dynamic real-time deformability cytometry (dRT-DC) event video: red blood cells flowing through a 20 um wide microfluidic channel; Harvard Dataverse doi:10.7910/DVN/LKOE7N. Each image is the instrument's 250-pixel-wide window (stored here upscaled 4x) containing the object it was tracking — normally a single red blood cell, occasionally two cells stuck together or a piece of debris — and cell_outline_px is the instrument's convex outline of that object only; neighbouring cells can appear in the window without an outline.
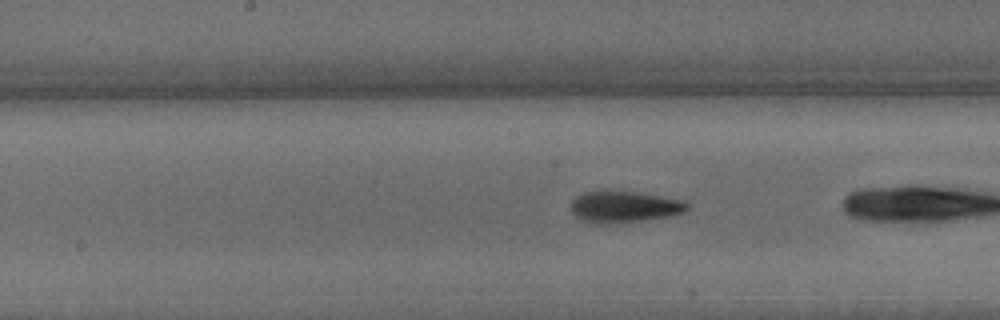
{"species": "common noctule bat (a hibernating species)", "species_latin": "Nyctalus noctula", "temperature_condition": "warm", "stored_images_in_passage": 27, "camera_frame_rate_fps": 3000, "um_per_image_px": 0.085, "animal": {"sex": "male", "body_mass_g": 15.6}, "frame": {"image": 1, "passage_image": 25, "time_ms": 8.0, "image_size_px": [1000, 320], "cell_outline_px": [[692, 204], [684, 212], [672, 216], [608, 224], [592, 224], [576, 216], [572, 212], [572, 200], [580, 192], [640, 192], [684, 200]], "centroid_in_image_um": [53.11, 17.58], "position_along_channel_um": 195.1, "area_um2": 21.27}}